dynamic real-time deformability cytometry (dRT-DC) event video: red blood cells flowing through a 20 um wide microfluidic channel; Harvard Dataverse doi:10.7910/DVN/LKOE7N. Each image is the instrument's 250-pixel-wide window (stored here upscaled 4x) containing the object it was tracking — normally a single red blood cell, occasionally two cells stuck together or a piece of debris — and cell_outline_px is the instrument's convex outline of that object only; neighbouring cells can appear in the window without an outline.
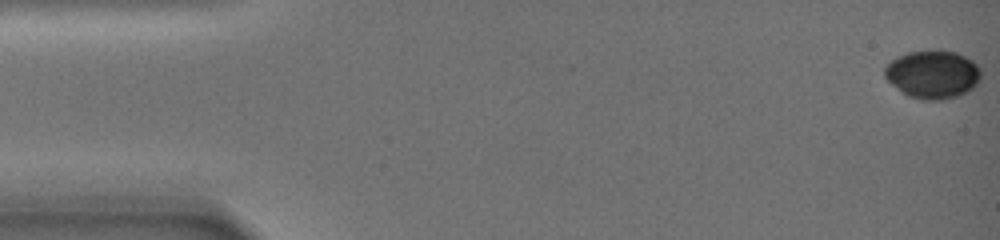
{"species": "common noctule bat (a hibernating species)", "species_latin": "Nyctalus noctula", "temperature_condition": "warm", "stored_images_in_passage": 55, "camera_frame_rate_fps": 3000, "um_per_image_px": 0.085, "animal": {"sex": "female", "body_mass_g": 19.0, "forearm_length_mm": 51.5}, "frame": {"image": 1, "passage_image": 1, "time_ms": 0.0, "image_size_px": [1000, 240], "cell_outline_px": [[980, 80], [968, 92], [956, 96], [940, 100], [920, 100], [908, 96], [892, 84], [884, 76], [884, 68], [896, 56], [908, 52], [936, 48], [956, 52], [972, 60], [980, 68]], "centroid_in_image_um": [79.28, 6.3], "position_along_channel_um": 5.7, "area_um2": 27.34}}
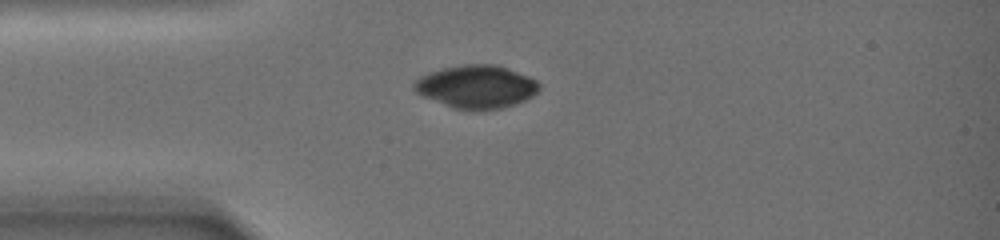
{"frame": {"image": 2, "passage_image": 41, "time_ms": 6.333, "image_size_px": [1000, 240], "cell_outline_px": [[540, 88], [532, 96], [516, 104], [504, 108], [484, 112], [468, 112], [452, 108], [424, 96], [416, 92], [412, 88], [412, 84], [420, 76], [428, 72], [444, 68], [464, 64], [496, 64], [508, 68], [528, 76], [536, 80], [540, 84]], "centroid_in_image_um": [40.49, 7.4], "position_along_channel_um": 44.5, "area_um2": 31.96}}
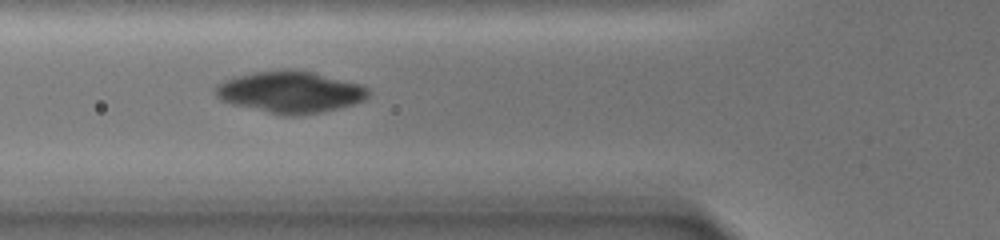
{"frame": {"image": 3, "passage_image": 54, "time_ms": 9.0, "image_size_px": [1000, 240], "cell_outline_px": [[372, 92], [364, 100], [340, 108], [324, 112], [296, 116], [284, 116], [232, 104], [220, 100], [216, 96], [212, 88], [216, 84], [224, 80], [236, 76], [252, 72], [284, 68], [292, 68], [312, 72], [360, 84], [368, 88]], "centroid_in_image_um": [24.64, 7.82], "position_along_channel_um": 101.2, "area_um2": 37.69}}